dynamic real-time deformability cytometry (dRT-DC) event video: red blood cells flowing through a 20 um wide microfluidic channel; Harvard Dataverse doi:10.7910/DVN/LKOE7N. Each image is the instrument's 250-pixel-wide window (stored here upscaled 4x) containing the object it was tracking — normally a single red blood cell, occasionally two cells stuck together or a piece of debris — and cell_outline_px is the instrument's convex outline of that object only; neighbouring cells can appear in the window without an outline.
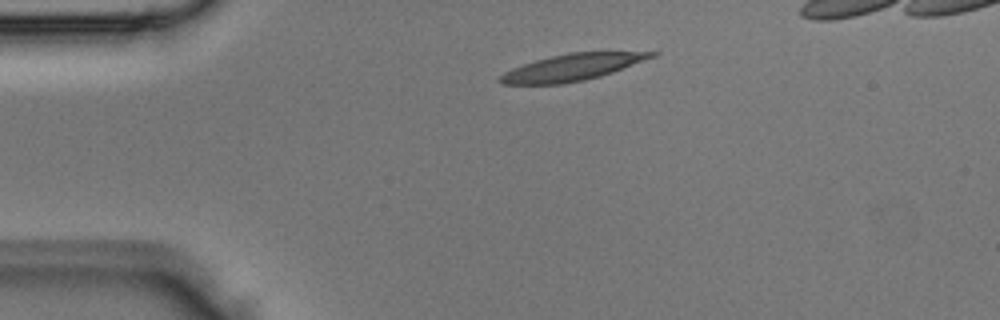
{"species": "Egyptian fruit bat (a non-hibernating species)", "species_latin": "Rousettus aegyptiacus", "temperature_condition": "room temperature", "stored_images_in_passage": 3, "camera_frame_rate_fps": 3000, "um_per_image_px": 0.085, "animal": {"sex": "male"}, "frame": {"image": 1, "passage_image": 1, "time_ms": 0.0, "image_size_px": [1000, 320], "cell_outline_px": [[660, 52], [656, 56], [612, 72], [600, 76], [584, 80], [564, 84], [504, 84], [496, 80], [504, 72], [512, 68], [536, 60], [568, 52]], "centroid_in_image_um": [48.6, 5.73], "position_along_channel_um": 36.4, "area_um2": 23.29}}
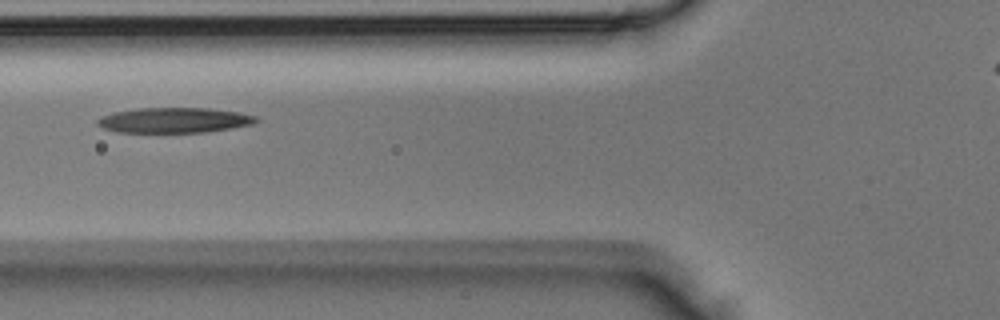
{"frame": {"image": 2, "passage_image": 3, "time_ms": 0.667, "image_size_px": [1000, 320], "cell_outline_px": [[260, 120], [252, 124], [232, 128], [204, 132], [120, 132], [104, 128], [96, 124], [96, 120], [104, 116], [116, 112], [140, 108], [208, 108], [240, 112], [256, 116]], "centroid_in_image_um": [14.86, 10.21], "position_along_channel_um": 110.9, "area_um2": 23.12}}